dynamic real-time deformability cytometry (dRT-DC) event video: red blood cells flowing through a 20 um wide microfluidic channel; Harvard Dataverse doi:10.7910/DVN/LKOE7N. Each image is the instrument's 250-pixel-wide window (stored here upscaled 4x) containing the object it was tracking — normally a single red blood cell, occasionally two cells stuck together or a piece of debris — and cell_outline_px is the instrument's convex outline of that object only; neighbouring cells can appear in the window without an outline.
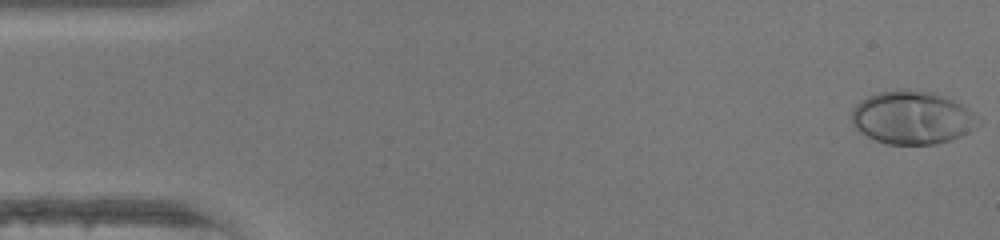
{"species": "human", "species_latin": "Homo sapiens", "temperature_condition": "warm", "stored_images_in_passage": 47, "camera_frame_rate_fps": 3000, "um_per_image_px": 0.085, "donor": {"sex": "female"}, "frame": {"image": 1, "passage_image": 1, "time_ms": 0.0, "image_size_px": [1000, 240], "cell_outline_px": [[972, 112], [968, 132], [960, 136], [936, 144], [888, 144], [876, 140], [860, 132], [852, 124], [852, 108], [856, 104], [868, 96], [880, 92], [896, 88], [908, 88], [932, 92], [948, 96], [968, 108]], "centroid_in_image_um": [77.42, 9.96], "position_along_channel_um": 7.6, "area_um2": 38.61}}
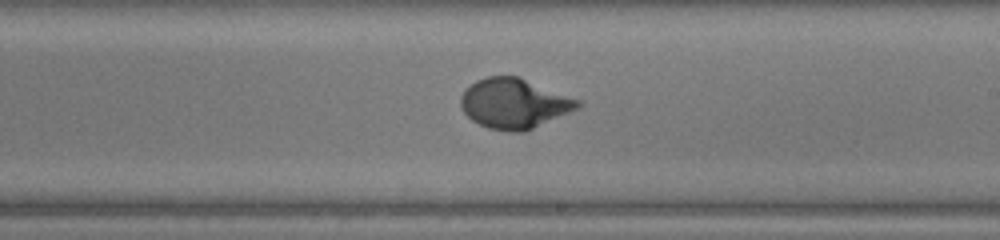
{"frame": {"image": 2, "passage_image": 27, "time_ms": 8.667, "image_size_px": [1000, 240], "cell_outline_px": [[584, 104], [580, 108], [524, 132], [508, 132], [488, 128], [472, 120], [464, 112], [460, 104], [460, 96], [464, 88], [476, 80], [488, 76], [520, 76], [580, 100]], "centroid_in_image_um": [43.71, 8.79], "position_along_channel_um": 245.3, "area_um2": 34.45}}
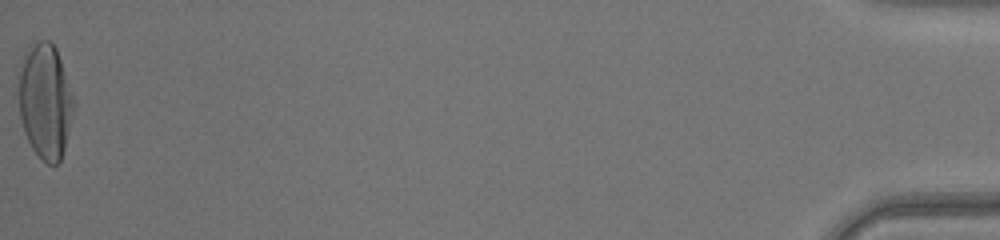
{"frame": {"image": 3, "passage_image": 47, "time_ms": 15.333, "image_size_px": [1000, 240], "cell_outline_px": [[76, 108], [64, 148], [60, 160], [56, 164], [48, 164], [32, 148], [24, 132], [20, 116], [20, 72], [24, 60], [32, 44], [40, 40], [48, 40], [56, 48], [72, 92], [76, 104]], "centroid_in_image_um": [3.89, 8.63], "position_along_channel_um": 431.3, "area_um2": 36.3}, "authors_computed_cell_mechanics": {"area_um2": 34.1598, "velocity_mm_per_s": 4.4101, "shape_relaxation_time_tau1_ms": 3.6179, "shape_relaxation_time_tau2_ms": null, "deformation_change_tau1": 0.2395, "deformation_change_tau2": null}}